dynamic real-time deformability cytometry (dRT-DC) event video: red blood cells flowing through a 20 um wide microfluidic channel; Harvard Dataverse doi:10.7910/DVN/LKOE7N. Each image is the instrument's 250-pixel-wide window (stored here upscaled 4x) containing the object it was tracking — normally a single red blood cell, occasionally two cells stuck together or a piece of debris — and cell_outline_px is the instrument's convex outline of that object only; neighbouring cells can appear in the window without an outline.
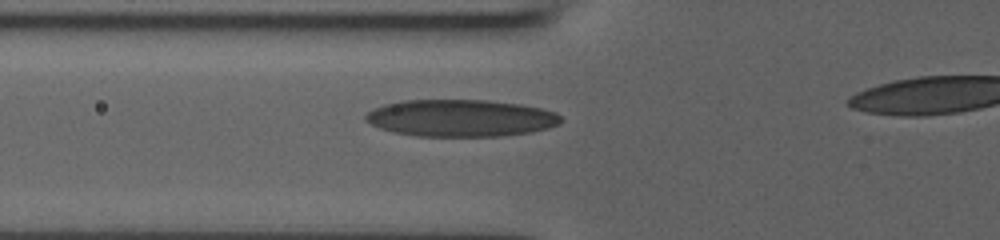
{"species": "human", "species_latin": "Homo sapiens", "temperature_condition": "room temperature", "stored_images_in_passage": 38, "camera_frame_rate_fps": 3000, "um_per_image_px": 0.085, "donor": {"sex": "male"}, "frame": {"image": 1, "passage_image": 12, "time_ms": 3.667, "image_size_px": [1000, 240], "cell_outline_px": [[564, 120], [560, 124], [548, 128], [532, 132], [500, 136], [416, 136], [392, 132], [380, 128], [364, 120], [364, 116], [372, 108], [384, 104], [400, 100], [488, 100], [520, 104], [540, 108], [556, 112]], "centroid_in_image_um": [39.15, 10.03], "position_along_channel_um": 86.6, "area_um2": 42.48}}
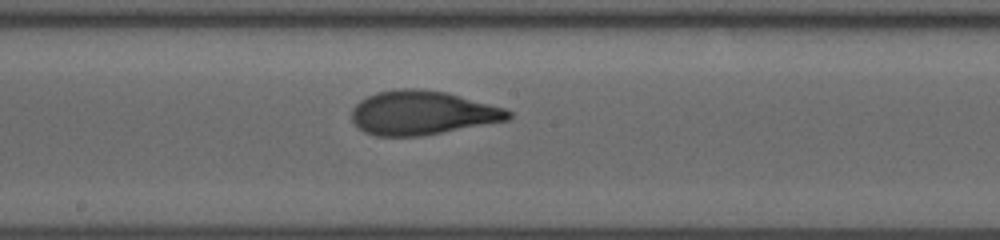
{"frame": {"image": 2, "passage_image": 21, "time_ms": 6.667, "image_size_px": [1000, 240], "cell_outline_px": [[512, 116], [508, 120], [420, 136], [376, 136], [364, 132], [352, 120], [352, 108], [360, 100], [376, 92], [400, 88], [416, 88], [444, 92], [504, 108], [512, 112]], "centroid_in_image_um": [35.85, 9.59], "position_along_channel_um": 212.3, "area_um2": 39.77}}
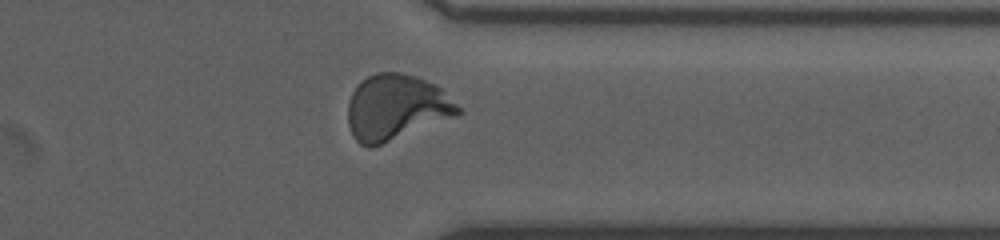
{"frame": {"image": 3, "passage_image": 33, "time_ms": 10.667, "image_size_px": [1000, 240], "cell_outline_px": [[464, 112], [456, 116], [372, 148], [368, 148], [360, 144], [352, 136], [348, 124], [348, 104], [352, 92], [368, 76], [376, 72], [400, 72], [416, 76], [436, 84]], "centroid_in_image_um": [33.66, 9.14], "position_along_channel_um": 377.7, "area_um2": 42.02}}